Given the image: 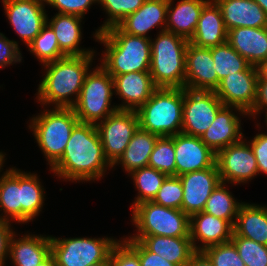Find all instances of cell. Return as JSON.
Returning <instances> with one entry per match:
<instances>
[{
	"label": "cell",
	"mask_w": 267,
	"mask_h": 266,
	"mask_svg": "<svg viewBox=\"0 0 267 266\" xmlns=\"http://www.w3.org/2000/svg\"><path fill=\"white\" fill-rule=\"evenodd\" d=\"M113 166L104 155L94 124L78 122L70 135L62 157L49 169L65 182H94L103 179Z\"/></svg>",
	"instance_id": "obj_1"
},
{
	"label": "cell",
	"mask_w": 267,
	"mask_h": 266,
	"mask_svg": "<svg viewBox=\"0 0 267 266\" xmlns=\"http://www.w3.org/2000/svg\"><path fill=\"white\" fill-rule=\"evenodd\" d=\"M96 56H65L43 65L44 74L35 94L40 107L72 108Z\"/></svg>",
	"instance_id": "obj_2"
},
{
	"label": "cell",
	"mask_w": 267,
	"mask_h": 266,
	"mask_svg": "<svg viewBox=\"0 0 267 266\" xmlns=\"http://www.w3.org/2000/svg\"><path fill=\"white\" fill-rule=\"evenodd\" d=\"M95 42L103 44L100 65L112 76L149 71L151 39L123 32L118 26L94 32Z\"/></svg>",
	"instance_id": "obj_3"
},
{
	"label": "cell",
	"mask_w": 267,
	"mask_h": 266,
	"mask_svg": "<svg viewBox=\"0 0 267 266\" xmlns=\"http://www.w3.org/2000/svg\"><path fill=\"white\" fill-rule=\"evenodd\" d=\"M27 122L49 169L62 157L74 126L79 122L72 108L42 107Z\"/></svg>",
	"instance_id": "obj_4"
},
{
	"label": "cell",
	"mask_w": 267,
	"mask_h": 266,
	"mask_svg": "<svg viewBox=\"0 0 267 266\" xmlns=\"http://www.w3.org/2000/svg\"><path fill=\"white\" fill-rule=\"evenodd\" d=\"M159 33V34H158ZM151 39L149 72L157 88H184L189 41L167 30Z\"/></svg>",
	"instance_id": "obj_5"
},
{
	"label": "cell",
	"mask_w": 267,
	"mask_h": 266,
	"mask_svg": "<svg viewBox=\"0 0 267 266\" xmlns=\"http://www.w3.org/2000/svg\"><path fill=\"white\" fill-rule=\"evenodd\" d=\"M184 88H157L136 110L139 128L159 137L182 132Z\"/></svg>",
	"instance_id": "obj_6"
},
{
	"label": "cell",
	"mask_w": 267,
	"mask_h": 266,
	"mask_svg": "<svg viewBox=\"0 0 267 266\" xmlns=\"http://www.w3.org/2000/svg\"><path fill=\"white\" fill-rule=\"evenodd\" d=\"M113 95V77L100 64L92 67L86 74L78 100L72 107L79 122L96 125L117 111V104L111 103Z\"/></svg>",
	"instance_id": "obj_7"
},
{
	"label": "cell",
	"mask_w": 267,
	"mask_h": 266,
	"mask_svg": "<svg viewBox=\"0 0 267 266\" xmlns=\"http://www.w3.org/2000/svg\"><path fill=\"white\" fill-rule=\"evenodd\" d=\"M131 211L136 233L130 236L190 237V217L181 209L144 201Z\"/></svg>",
	"instance_id": "obj_8"
},
{
	"label": "cell",
	"mask_w": 267,
	"mask_h": 266,
	"mask_svg": "<svg viewBox=\"0 0 267 266\" xmlns=\"http://www.w3.org/2000/svg\"><path fill=\"white\" fill-rule=\"evenodd\" d=\"M51 253L57 266H91L106 261L114 245L113 237H66L50 235Z\"/></svg>",
	"instance_id": "obj_9"
},
{
	"label": "cell",
	"mask_w": 267,
	"mask_h": 266,
	"mask_svg": "<svg viewBox=\"0 0 267 266\" xmlns=\"http://www.w3.org/2000/svg\"><path fill=\"white\" fill-rule=\"evenodd\" d=\"M108 162L113 166L123 155L134 133L139 128V120L134 110H117L95 125Z\"/></svg>",
	"instance_id": "obj_10"
},
{
	"label": "cell",
	"mask_w": 267,
	"mask_h": 266,
	"mask_svg": "<svg viewBox=\"0 0 267 266\" xmlns=\"http://www.w3.org/2000/svg\"><path fill=\"white\" fill-rule=\"evenodd\" d=\"M216 164L221 182L231 186L245 185L259 175L253 150L244 138L220 150L216 154Z\"/></svg>",
	"instance_id": "obj_11"
},
{
	"label": "cell",
	"mask_w": 267,
	"mask_h": 266,
	"mask_svg": "<svg viewBox=\"0 0 267 266\" xmlns=\"http://www.w3.org/2000/svg\"><path fill=\"white\" fill-rule=\"evenodd\" d=\"M224 106L214 91H195L184 88L182 133L200 137Z\"/></svg>",
	"instance_id": "obj_12"
},
{
	"label": "cell",
	"mask_w": 267,
	"mask_h": 266,
	"mask_svg": "<svg viewBox=\"0 0 267 266\" xmlns=\"http://www.w3.org/2000/svg\"><path fill=\"white\" fill-rule=\"evenodd\" d=\"M9 24L28 45L46 24V2L43 0H1Z\"/></svg>",
	"instance_id": "obj_13"
},
{
	"label": "cell",
	"mask_w": 267,
	"mask_h": 266,
	"mask_svg": "<svg viewBox=\"0 0 267 266\" xmlns=\"http://www.w3.org/2000/svg\"><path fill=\"white\" fill-rule=\"evenodd\" d=\"M257 82V68L250 65L245 71L224 77L214 92L224 106L237 107L249 114L256 101Z\"/></svg>",
	"instance_id": "obj_14"
},
{
	"label": "cell",
	"mask_w": 267,
	"mask_h": 266,
	"mask_svg": "<svg viewBox=\"0 0 267 266\" xmlns=\"http://www.w3.org/2000/svg\"><path fill=\"white\" fill-rule=\"evenodd\" d=\"M248 114L237 107L223 106L210 127L200 136L215 154L231 144L241 141L243 133L241 118Z\"/></svg>",
	"instance_id": "obj_15"
},
{
	"label": "cell",
	"mask_w": 267,
	"mask_h": 266,
	"mask_svg": "<svg viewBox=\"0 0 267 266\" xmlns=\"http://www.w3.org/2000/svg\"><path fill=\"white\" fill-rule=\"evenodd\" d=\"M183 186L181 210L189 217L204 210L213 190L221 182L217 164L179 176Z\"/></svg>",
	"instance_id": "obj_16"
},
{
	"label": "cell",
	"mask_w": 267,
	"mask_h": 266,
	"mask_svg": "<svg viewBox=\"0 0 267 266\" xmlns=\"http://www.w3.org/2000/svg\"><path fill=\"white\" fill-rule=\"evenodd\" d=\"M184 88L195 91H215L220 80L215 72L211 48L189 42L186 48Z\"/></svg>",
	"instance_id": "obj_17"
},
{
	"label": "cell",
	"mask_w": 267,
	"mask_h": 266,
	"mask_svg": "<svg viewBox=\"0 0 267 266\" xmlns=\"http://www.w3.org/2000/svg\"><path fill=\"white\" fill-rule=\"evenodd\" d=\"M176 176L204 170L216 164V154L200 137L179 133L174 135Z\"/></svg>",
	"instance_id": "obj_18"
},
{
	"label": "cell",
	"mask_w": 267,
	"mask_h": 266,
	"mask_svg": "<svg viewBox=\"0 0 267 266\" xmlns=\"http://www.w3.org/2000/svg\"><path fill=\"white\" fill-rule=\"evenodd\" d=\"M114 95L122 102L118 110H134L141 107L157 89L149 71L130 72L113 77Z\"/></svg>",
	"instance_id": "obj_19"
},
{
	"label": "cell",
	"mask_w": 267,
	"mask_h": 266,
	"mask_svg": "<svg viewBox=\"0 0 267 266\" xmlns=\"http://www.w3.org/2000/svg\"><path fill=\"white\" fill-rule=\"evenodd\" d=\"M232 234L233 226L227 220L203 211L190 217V239L195 251L230 242Z\"/></svg>",
	"instance_id": "obj_20"
},
{
	"label": "cell",
	"mask_w": 267,
	"mask_h": 266,
	"mask_svg": "<svg viewBox=\"0 0 267 266\" xmlns=\"http://www.w3.org/2000/svg\"><path fill=\"white\" fill-rule=\"evenodd\" d=\"M168 0H145L143 5L128 15L117 26L125 33L150 39L152 29L164 31L167 22Z\"/></svg>",
	"instance_id": "obj_21"
},
{
	"label": "cell",
	"mask_w": 267,
	"mask_h": 266,
	"mask_svg": "<svg viewBox=\"0 0 267 266\" xmlns=\"http://www.w3.org/2000/svg\"><path fill=\"white\" fill-rule=\"evenodd\" d=\"M83 18L72 14L56 13L46 23L53 29L60 51L65 56L97 55L92 48H81L82 20Z\"/></svg>",
	"instance_id": "obj_22"
},
{
	"label": "cell",
	"mask_w": 267,
	"mask_h": 266,
	"mask_svg": "<svg viewBox=\"0 0 267 266\" xmlns=\"http://www.w3.org/2000/svg\"><path fill=\"white\" fill-rule=\"evenodd\" d=\"M25 233L15 231L10 239L8 259L14 266H36L51 253L50 235Z\"/></svg>",
	"instance_id": "obj_23"
},
{
	"label": "cell",
	"mask_w": 267,
	"mask_h": 266,
	"mask_svg": "<svg viewBox=\"0 0 267 266\" xmlns=\"http://www.w3.org/2000/svg\"><path fill=\"white\" fill-rule=\"evenodd\" d=\"M213 1L220 8L227 30L238 27H267V15L255 0Z\"/></svg>",
	"instance_id": "obj_24"
},
{
	"label": "cell",
	"mask_w": 267,
	"mask_h": 266,
	"mask_svg": "<svg viewBox=\"0 0 267 266\" xmlns=\"http://www.w3.org/2000/svg\"><path fill=\"white\" fill-rule=\"evenodd\" d=\"M227 43L248 63L257 67L267 60V27H238L228 30Z\"/></svg>",
	"instance_id": "obj_25"
},
{
	"label": "cell",
	"mask_w": 267,
	"mask_h": 266,
	"mask_svg": "<svg viewBox=\"0 0 267 266\" xmlns=\"http://www.w3.org/2000/svg\"><path fill=\"white\" fill-rule=\"evenodd\" d=\"M228 30L217 4L210 0L202 9L197 27L190 43L198 46L211 48L227 42Z\"/></svg>",
	"instance_id": "obj_26"
},
{
	"label": "cell",
	"mask_w": 267,
	"mask_h": 266,
	"mask_svg": "<svg viewBox=\"0 0 267 266\" xmlns=\"http://www.w3.org/2000/svg\"><path fill=\"white\" fill-rule=\"evenodd\" d=\"M168 0L165 30L188 41L192 38L203 7L210 0Z\"/></svg>",
	"instance_id": "obj_27"
},
{
	"label": "cell",
	"mask_w": 267,
	"mask_h": 266,
	"mask_svg": "<svg viewBox=\"0 0 267 266\" xmlns=\"http://www.w3.org/2000/svg\"><path fill=\"white\" fill-rule=\"evenodd\" d=\"M140 241L149 251L176 266H185L195 252L190 237L128 236Z\"/></svg>",
	"instance_id": "obj_28"
},
{
	"label": "cell",
	"mask_w": 267,
	"mask_h": 266,
	"mask_svg": "<svg viewBox=\"0 0 267 266\" xmlns=\"http://www.w3.org/2000/svg\"><path fill=\"white\" fill-rule=\"evenodd\" d=\"M232 236L245 237L267 246V206L243 201Z\"/></svg>",
	"instance_id": "obj_29"
},
{
	"label": "cell",
	"mask_w": 267,
	"mask_h": 266,
	"mask_svg": "<svg viewBox=\"0 0 267 266\" xmlns=\"http://www.w3.org/2000/svg\"><path fill=\"white\" fill-rule=\"evenodd\" d=\"M0 219L21 224V170L8 167L0 176Z\"/></svg>",
	"instance_id": "obj_30"
},
{
	"label": "cell",
	"mask_w": 267,
	"mask_h": 266,
	"mask_svg": "<svg viewBox=\"0 0 267 266\" xmlns=\"http://www.w3.org/2000/svg\"><path fill=\"white\" fill-rule=\"evenodd\" d=\"M158 138L159 136L138 128L123 155L113 165V169L120 164L123 171L129 175L139 168L148 166L150 154Z\"/></svg>",
	"instance_id": "obj_31"
},
{
	"label": "cell",
	"mask_w": 267,
	"mask_h": 266,
	"mask_svg": "<svg viewBox=\"0 0 267 266\" xmlns=\"http://www.w3.org/2000/svg\"><path fill=\"white\" fill-rule=\"evenodd\" d=\"M38 174L21 170V224L33 222L45 205V189Z\"/></svg>",
	"instance_id": "obj_32"
},
{
	"label": "cell",
	"mask_w": 267,
	"mask_h": 266,
	"mask_svg": "<svg viewBox=\"0 0 267 266\" xmlns=\"http://www.w3.org/2000/svg\"><path fill=\"white\" fill-rule=\"evenodd\" d=\"M226 185L228 186V184L224 182H220L217 185L208 198L203 212L227 220L234 226L236 216L243 202L237 198L235 199Z\"/></svg>",
	"instance_id": "obj_33"
},
{
	"label": "cell",
	"mask_w": 267,
	"mask_h": 266,
	"mask_svg": "<svg viewBox=\"0 0 267 266\" xmlns=\"http://www.w3.org/2000/svg\"><path fill=\"white\" fill-rule=\"evenodd\" d=\"M128 176L133 180V185L138 191L130 209L141 202L152 201L167 177L166 174L149 166L139 168Z\"/></svg>",
	"instance_id": "obj_34"
},
{
	"label": "cell",
	"mask_w": 267,
	"mask_h": 266,
	"mask_svg": "<svg viewBox=\"0 0 267 266\" xmlns=\"http://www.w3.org/2000/svg\"><path fill=\"white\" fill-rule=\"evenodd\" d=\"M27 48L42 66L65 57L60 51L53 29L47 23L42 27L40 33L27 45Z\"/></svg>",
	"instance_id": "obj_35"
},
{
	"label": "cell",
	"mask_w": 267,
	"mask_h": 266,
	"mask_svg": "<svg viewBox=\"0 0 267 266\" xmlns=\"http://www.w3.org/2000/svg\"><path fill=\"white\" fill-rule=\"evenodd\" d=\"M211 54L214 60L215 72L218 79L222 80L229 74L245 71L250 64L227 42L211 47Z\"/></svg>",
	"instance_id": "obj_36"
},
{
	"label": "cell",
	"mask_w": 267,
	"mask_h": 266,
	"mask_svg": "<svg viewBox=\"0 0 267 266\" xmlns=\"http://www.w3.org/2000/svg\"><path fill=\"white\" fill-rule=\"evenodd\" d=\"M145 0H98V5L106 12L107 18L103 24L95 30L102 32L110 27L117 26L128 15L137 11Z\"/></svg>",
	"instance_id": "obj_37"
},
{
	"label": "cell",
	"mask_w": 267,
	"mask_h": 266,
	"mask_svg": "<svg viewBox=\"0 0 267 266\" xmlns=\"http://www.w3.org/2000/svg\"><path fill=\"white\" fill-rule=\"evenodd\" d=\"M148 166L167 176H176L174 135L157 139Z\"/></svg>",
	"instance_id": "obj_38"
},
{
	"label": "cell",
	"mask_w": 267,
	"mask_h": 266,
	"mask_svg": "<svg viewBox=\"0 0 267 266\" xmlns=\"http://www.w3.org/2000/svg\"><path fill=\"white\" fill-rule=\"evenodd\" d=\"M231 242L235 245L245 266H267L266 245L241 236H232Z\"/></svg>",
	"instance_id": "obj_39"
},
{
	"label": "cell",
	"mask_w": 267,
	"mask_h": 266,
	"mask_svg": "<svg viewBox=\"0 0 267 266\" xmlns=\"http://www.w3.org/2000/svg\"><path fill=\"white\" fill-rule=\"evenodd\" d=\"M152 201L164 207L181 209L183 186L179 176H167Z\"/></svg>",
	"instance_id": "obj_40"
},
{
	"label": "cell",
	"mask_w": 267,
	"mask_h": 266,
	"mask_svg": "<svg viewBox=\"0 0 267 266\" xmlns=\"http://www.w3.org/2000/svg\"><path fill=\"white\" fill-rule=\"evenodd\" d=\"M203 252L212 261L213 266H245L231 241L210 246Z\"/></svg>",
	"instance_id": "obj_41"
},
{
	"label": "cell",
	"mask_w": 267,
	"mask_h": 266,
	"mask_svg": "<svg viewBox=\"0 0 267 266\" xmlns=\"http://www.w3.org/2000/svg\"><path fill=\"white\" fill-rule=\"evenodd\" d=\"M45 2L46 6L57 10L56 13L72 14L82 18L93 4H98V0H46Z\"/></svg>",
	"instance_id": "obj_42"
},
{
	"label": "cell",
	"mask_w": 267,
	"mask_h": 266,
	"mask_svg": "<svg viewBox=\"0 0 267 266\" xmlns=\"http://www.w3.org/2000/svg\"><path fill=\"white\" fill-rule=\"evenodd\" d=\"M110 262L112 266H141L138 254L122 238L112 248Z\"/></svg>",
	"instance_id": "obj_43"
},
{
	"label": "cell",
	"mask_w": 267,
	"mask_h": 266,
	"mask_svg": "<svg viewBox=\"0 0 267 266\" xmlns=\"http://www.w3.org/2000/svg\"><path fill=\"white\" fill-rule=\"evenodd\" d=\"M22 53L19 47V41L8 39L0 32V69L10 65L22 62Z\"/></svg>",
	"instance_id": "obj_44"
},
{
	"label": "cell",
	"mask_w": 267,
	"mask_h": 266,
	"mask_svg": "<svg viewBox=\"0 0 267 266\" xmlns=\"http://www.w3.org/2000/svg\"><path fill=\"white\" fill-rule=\"evenodd\" d=\"M122 239L138 254L141 266H176L161 255L149 251L140 241L132 240L127 236H123Z\"/></svg>",
	"instance_id": "obj_45"
},
{
	"label": "cell",
	"mask_w": 267,
	"mask_h": 266,
	"mask_svg": "<svg viewBox=\"0 0 267 266\" xmlns=\"http://www.w3.org/2000/svg\"><path fill=\"white\" fill-rule=\"evenodd\" d=\"M251 146L257 161L259 175H267V132H259L251 140L244 138Z\"/></svg>",
	"instance_id": "obj_46"
},
{
	"label": "cell",
	"mask_w": 267,
	"mask_h": 266,
	"mask_svg": "<svg viewBox=\"0 0 267 266\" xmlns=\"http://www.w3.org/2000/svg\"><path fill=\"white\" fill-rule=\"evenodd\" d=\"M14 230L11 222L0 219V266H5L9 260V242Z\"/></svg>",
	"instance_id": "obj_47"
},
{
	"label": "cell",
	"mask_w": 267,
	"mask_h": 266,
	"mask_svg": "<svg viewBox=\"0 0 267 266\" xmlns=\"http://www.w3.org/2000/svg\"><path fill=\"white\" fill-rule=\"evenodd\" d=\"M261 113H265L264 116L267 114V80H258L256 101L248 118L255 120Z\"/></svg>",
	"instance_id": "obj_48"
},
{
	"label": "cell",
	"mask_w": 267,
	"mask_h": 266,
	"mask_svg": "<svg viewBox=\"0 0 267 266\" xmlns=\"http://www.w3.org/2000/svg\"><path fill=\"white\" fill-rule=\"evenodd\" d=\"M185 266H213V263L203 251H195Z\"/></svg>",
	"instance_id": "obj_49"
},
{
	"label": "cell",
	"mask_w": 267,
	"mask_h": 266,
	"mask_svg": "<svg viewBox=\"0 0 267 266\" xmlns=\"http://www.w3.org/2000/svg\"><path fill=\"white\" fill-rule=\"evenodd\" d=\"M258 80H267V60L261 62L257 67Z\"/></svg>",
	"instance_id": "obj_50"
},
{
	"label": "cell",
	"mask_w": 267,
	"mask_h": 266,
	"mask_svg": "<svg viewBox=\"0 0 267 266\" xmlns=\"http://www.w3.org/2000/svg\"><path fill=\"white\" fill-rule=\"evenodd\" d=\"M36 266H57L56 260L52 253H50L43 261Z\"/></svg>",
	"instance_id": "obj_51"
},
{
	"label": "cell",
	"mask_w": 267,
	"mask_h": 266,
	"mask_svg": "<svg viewBox=\"0 0 267 266\" xmlns=\"http://www.w3.org/2000/svg\"><path fill=\"white\" fill-rule=\"evenodd\" d=\"M7 154H5V152L3 153L2 151H0V176L2 175L1 172L3 170H5L3 167H5L4 163L6 162V156ZM4 165V166H3Z\"/></svg>",
	"instance_id": "obj_52"
},
{
	"label": "cell",
	"mask_w": 267,
	"mask_h": 266,
	"mask_svg": "<svg viewBox=\"0 0 267 266\" xmlns=\"http://www.w3.org/2000/svg\"><path fill=\"white\" fill-rule=\"evenodd\" d=\"M255 1L261 6V8L265 11L267 15V0H255Z\"/></svg>",
	"instance_id": "obj_53"
},
{
	"label": "cell",
	"mask_w": 267,
	"mask_h": 266,
	"mask_svg": "<svg viewBox=\"0 0 267 266\" xmlns=\"http://www.w3.org/2000/svg\"><path fill=\"white\" fill-rule=\"evenodd\" d=\"M91 266H112V265H111L110 257H109L106 261L101 262L99 264H94V265H91Z\"/></svg>",
	"instance_id": "obj_54"
},
{
	"label": "cell",
	"mask_w": 267,
	"mask_h": 266,
	"mask_svg": "<svg viewBox=\"0 0 267 266\" xmlns=\"http://www.w3.org/2000/svg\"><path fill=\"white\" fill-rule=\"evenodd\" d=\"M264 119H265V120H264V121H265L264 123H265L266 126H267V114L265 115V118H264ZM266 128H267V127H266Z\"/></svg>",
	"instance_id": "obj_55"
}]
</instances>
